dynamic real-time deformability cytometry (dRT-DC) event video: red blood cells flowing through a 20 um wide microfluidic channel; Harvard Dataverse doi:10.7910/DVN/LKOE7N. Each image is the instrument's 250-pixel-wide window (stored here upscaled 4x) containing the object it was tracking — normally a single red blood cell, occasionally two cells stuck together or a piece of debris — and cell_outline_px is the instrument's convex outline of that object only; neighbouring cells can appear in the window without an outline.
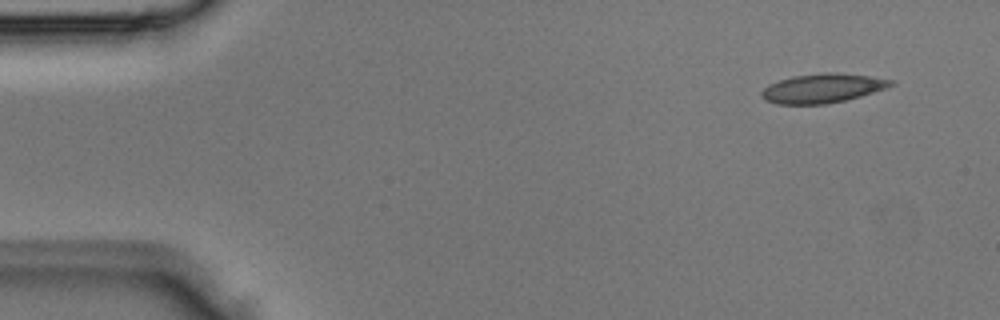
{"species": "Egyptian fruit bat (a non-hibernating species)", "species_latin": "Rousettus aegyptiacus", "temperature_condition": "room temperature", "stored_images_in_passage": 3, "camera_frame_rate_fps": 3000, "um_per_image_px": 0.085, "animal": {"sex": "male"}, "frame": {"image": 1, "passage_image": 1, "time_ms": 0.0, "image_size_px": [1000, 320], "cell_outline_px": [[896, 84], [888, 88], [860, 96], [844, 100], [824, 104], [776, 104], [764, 100], [760, 96], [760, 92], [768, 84], [792, 76], [824, 72], [836, 72], [868, 76], [896, 80]], "centroid_in_image_um": [69.92, 7.49], "position_along_channel_um": 15.1, "area_um2": 22.2}}